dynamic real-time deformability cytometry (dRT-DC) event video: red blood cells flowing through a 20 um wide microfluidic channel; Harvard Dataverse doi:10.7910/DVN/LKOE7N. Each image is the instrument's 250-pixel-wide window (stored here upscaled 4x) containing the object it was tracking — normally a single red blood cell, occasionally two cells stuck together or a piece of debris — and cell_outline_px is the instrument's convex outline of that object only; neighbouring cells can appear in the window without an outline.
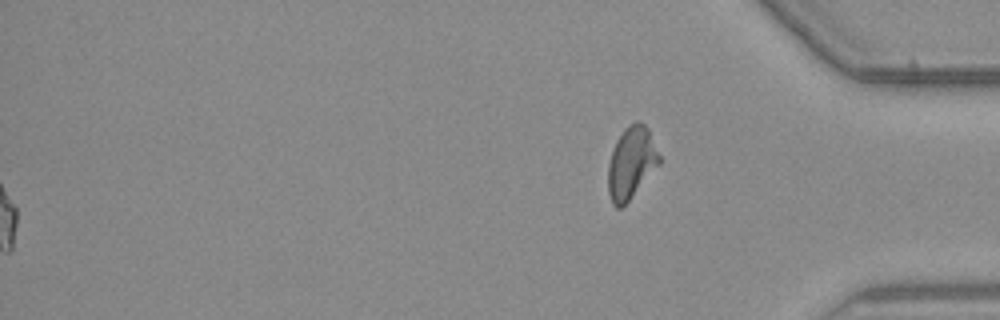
{"species": "common noctule bat (a hibernating species)", "species_latin": "Nyctalus noctula", "temperature_condition": "warm", "stored_images_in_passage": 56, "segment_of_instrument_passage": [2, 2], "camera_frame_rate_fps": 3000, "um_per_image_px": 0.085, "animal": {"sex": "male", "body_mass_g": 23.1, "forearm_length_mm": 52.7}, "frame": {"image": 1, "passage_image": 56, "time_ms": 18.333, "image_size_px": [1000, 320], "cell_outline_px": [[660, 164], [628, 200], [620, 208], [616, 208], [612, 204], [608, 192], [608, 164], [612, 148], [616, 140], [624, 128], [628, 124], [636, 120], [640, 120], [648, 128], [660, 156]], "centroid_in_image_um": [53.64, 13.79], "position_along_channel_um": 381.6, "area_um2": 21.5}}